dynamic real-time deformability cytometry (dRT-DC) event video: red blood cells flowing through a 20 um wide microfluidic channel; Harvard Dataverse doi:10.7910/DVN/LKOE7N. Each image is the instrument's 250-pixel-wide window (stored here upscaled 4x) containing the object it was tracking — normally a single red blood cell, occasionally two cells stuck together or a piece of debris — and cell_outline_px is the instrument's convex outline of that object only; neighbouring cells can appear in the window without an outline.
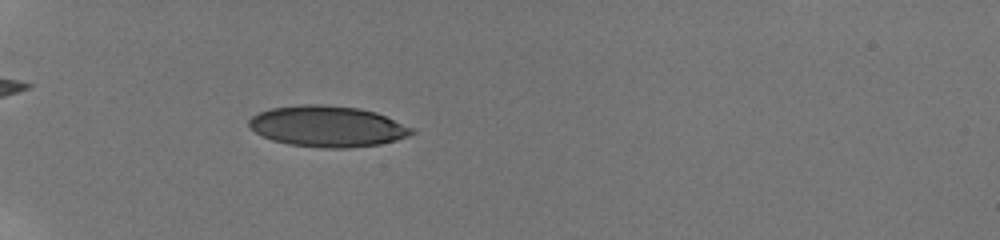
{"species": "human", "species_latin": "Homo sapiens", "temperature_condition": "room temperature", "stored_images_in_passage": 32, "camera_frame_rate_fps": 3000, "um_per_image_px": 0.085, "donor": {"sex": "male"}, "frame": {"image": 1, "passage_image": 1, "time_ms": 0.0, "image_size_px": [1000, 240], "cell_outline_px": [[416, 132], [408, 136], [396, 140], [380, 144], [348, 148], [324, 148], [288, 144], [272, 140], [256, 132], [248, 124], [248, 120], [252, 116], [260, 112], [272, 108], [300, 104], [320, 104], [360, 108], [376, 112], [412, 128]], "centroid_in_image_um": [27.84, 10.74], "position_along_channel_um": 57.2, "area_um2": 38.73}}
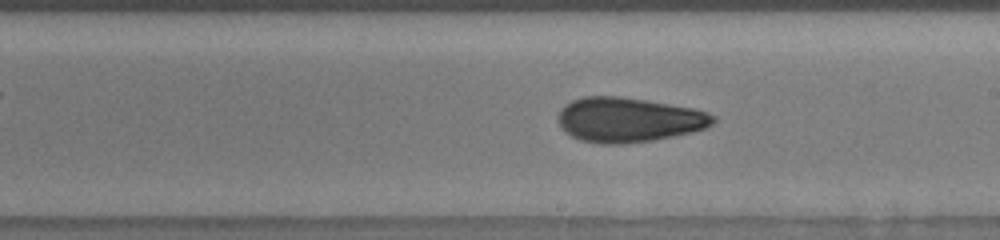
{"frame": {"image": 2, "passage_image": 17, "time_ms": 5.333, "image_size_px": [1000, 240], "cell_outline_px": [[716, 120], [708, 128], [692, 132], [652, 140], [624, 144], [600, 144], [580, 140], [564, 132], [560, 124], [560, 108], [564, 104], [572, 100], [584, 96], [620, 96], [648, 100], [692, 108], [708, 112], [716, 116]], "centroid_in_image_um": [53.44, 10.18], "position_along_channel_um": 235.6, "area_um2": 40.52}}
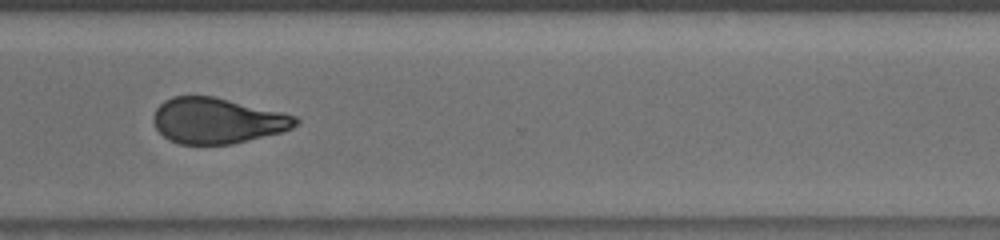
{"frame": {"image": 3, "passage_image": 26, "time_ms": 8.333, "image_size_px": [1000, 240], "cell_outline_px": [[300, 120], [292, 128], [280, 132], [232, 144], [180, 144], [168, 140], [156, 128], [152, 120], [152, 116], [156, 108], [164, 100], [172, 96], [212, 96], [280, 112], [296, 116]], "centroid_in_image_um": [18.41, 10.26], "position_along_channel_um": 352.2, "area_um2": 37.57}, "authors_computed_cell_mechanics": {"area_um2": 39.1884, "velocity_mm_per_s": 3.8797, "shape_relaxation_time_tau1_ms": 8.2512, "shape_relaxation_time_tau2_ms": 2.4722, "deformation_change_tau1": 0.2069, "deformation_change_tau2": 0.1029}}